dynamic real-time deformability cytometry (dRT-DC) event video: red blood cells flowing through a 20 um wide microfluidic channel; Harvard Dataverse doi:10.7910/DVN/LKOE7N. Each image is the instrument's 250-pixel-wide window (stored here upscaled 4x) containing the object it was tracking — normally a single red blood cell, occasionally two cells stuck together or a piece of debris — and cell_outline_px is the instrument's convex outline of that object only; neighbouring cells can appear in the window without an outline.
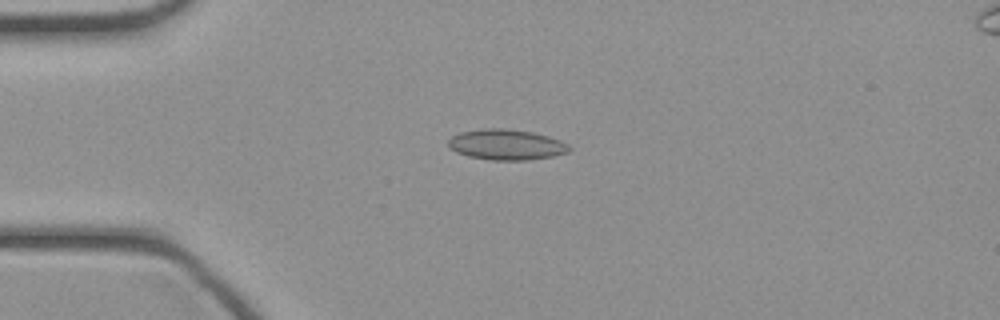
{"species": "common noctule bat (a hibernating species)", "species_latin": "Nyctalus noctula", "temperature_condition": "cold", "stored_images_in_passage": 7, "camera_frame_rate_fps": 3000, "um_per_image_px": 0.085, "animal": {"sex": "female", "body_mass_g": 21.9}, "frame": {"image": 1, "passage_image": 1, "time_ms": 0.0, "image_size_px": [1000, 320], "cell_outline_px": [[572, 148], [568, 152], [552, 156], [528, 160], [492, 160], [468, 156], [456, 152], [448, 148], [448, 140], [452, 136], [460, 132], [484, 128], [504, 128], [532, 132], [548, 136], [560, 140], [568, 144]], "centroid_in_image_um": [43.02, 12.29], "position_along_channel_um": 42.0, "area_um2": 21.62}}
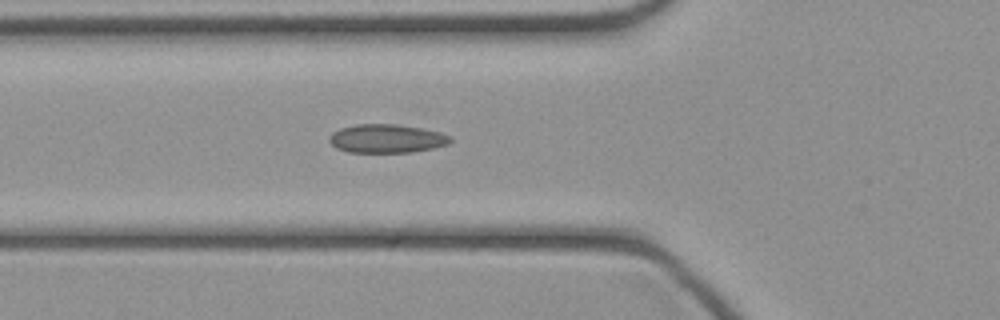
{"frame": {"image": 2, "passage_image": 6, "time_ms": 1.667, "image_size_px": [1000, 320], "cell_outline_px": [[452, 140], [448, 144], [432, 148], [412, 152], [348, 152], [336, 148], [328, 140], [332, 132], [340, 128], [356, 124], [396, 124], [420, 128], [440, 132], [452, 136]], "centroid_in_image_um": [32.86, 11.77], "position_along_channel_um": 92.9, "area_um2": 20.17}}